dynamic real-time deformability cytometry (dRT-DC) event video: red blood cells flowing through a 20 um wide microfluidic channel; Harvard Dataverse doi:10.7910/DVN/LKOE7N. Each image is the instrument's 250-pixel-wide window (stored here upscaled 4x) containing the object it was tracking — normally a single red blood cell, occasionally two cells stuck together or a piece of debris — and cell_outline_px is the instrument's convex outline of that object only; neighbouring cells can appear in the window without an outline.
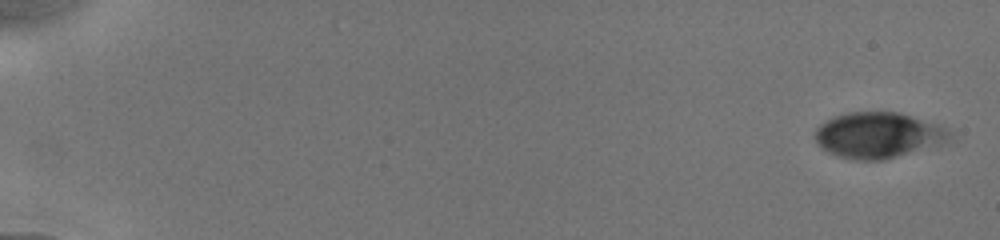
{"species": "human", "species_latin": "Homo sapiens", "temperature_condition": "cold", "stored_images_in_passage": 29, "camera_frame_rate_fps": 3000, "um_per_image_px": 0.085, "donor": {"sex": "male"}, "frame": {"image": 1, "passage_image": 1, "time_ms": 0.0, "image_size_px": [1000, 240], "cell_outline_px": [[952, 136], [944, 140], [884, 160], [852, 160], [828, 152], [816, 144], [816, 128], [820, 124], [832, 116], [848, 112], [900, 112], [936, 124], [952, 132]], "centroid_in_image_um": [74.53, 11.47], "position_along_channel_um": 10.5, "area_um2": 35.08}}
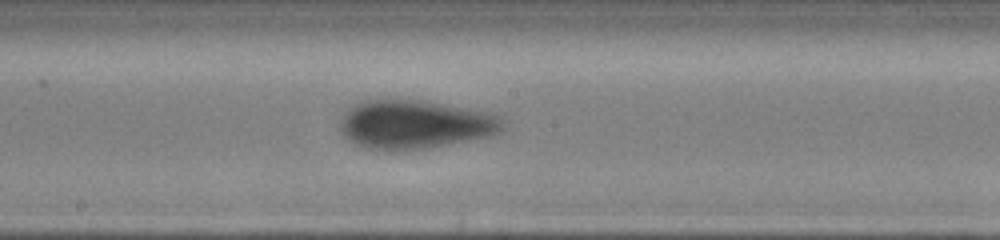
{"frame": {"image": 2, "passage_image": 26, "time_ms": 10.0, "image_size_px": [1000, 240], "cell_outline_px": [[504, 128], [500, 132], [492, 136], [424, 148], [388, 152], [364, 148], [356, 144], [344, 136], [340, 132], [340, 120], [344, 112], [356, 104], [368, 100], [396, 96], [492, 112], [504, 120]], "centroid_in_image_um": [35.24, 10.56], "position_along_channel_um": 213.0, "area_um2": 47.16}}
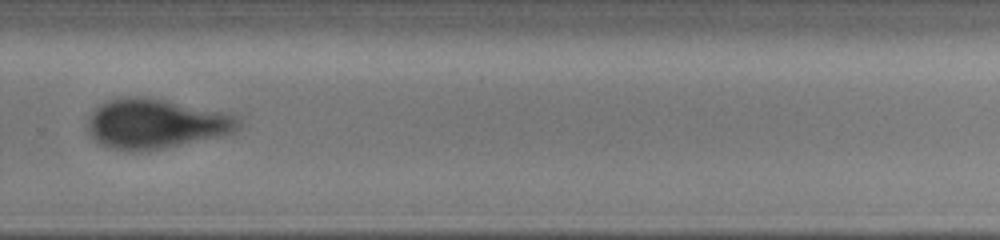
{"frame": {"image": 3, "passage_image": 29, "time_ms": 12.667, "image_size_px": [1000, 240], "cell_outline_px": [[240, 128], [236, 132], [164, 148], [128, 152], [108, 148], [100, 144], [88, 132], [88, 116], [100, 104], [108, 100], [132, 96], [136, 96], [160, 100], [228, 112], [240, 116]], "centroid_in_image_um": [13.24, 10.53], "position_along_channel_um": 316.6, "area_um2": 43.52}}